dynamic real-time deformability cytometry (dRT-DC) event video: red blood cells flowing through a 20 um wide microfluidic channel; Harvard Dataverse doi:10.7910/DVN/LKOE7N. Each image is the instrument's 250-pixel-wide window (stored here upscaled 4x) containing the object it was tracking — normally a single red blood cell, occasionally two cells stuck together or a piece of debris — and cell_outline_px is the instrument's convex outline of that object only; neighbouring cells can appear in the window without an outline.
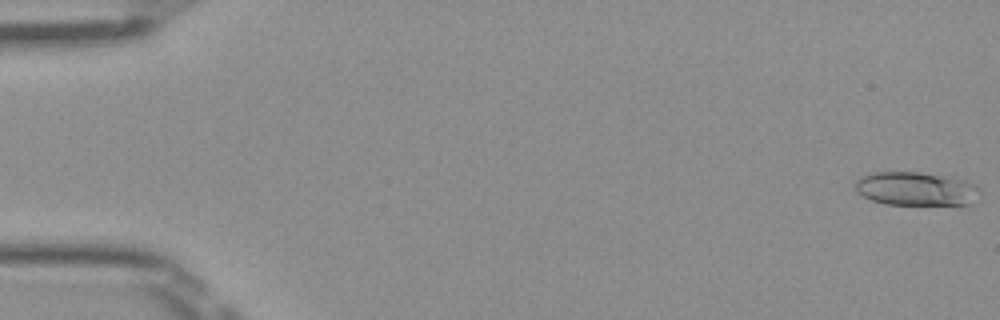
{"species": "Egyptian fruit bat (a non-hibernating species)", "species_latin": "Rousettus aegyptiacus", "temperature_condition": "room temperature", "stored_images_in_passage": 51, "camera_frame_rate_fps": 3000, "um_per_image_px": 0.085, "frame": {"image": 1, "passage_image": 1, "time_ms": 0.0, "image_size_px": [1000, 320], "cell_outline_px": [[980, 188], [972, 204], [884, 204], [872, 200], [856, 192], [852, 184], [860, 176], [868, 172], [920, 172], [952, 176], [964, 180]], "centroid_in_image_um": [77.78, 16.02], "position_along_channel_um": 7.2, "area_um2": 24.62}}
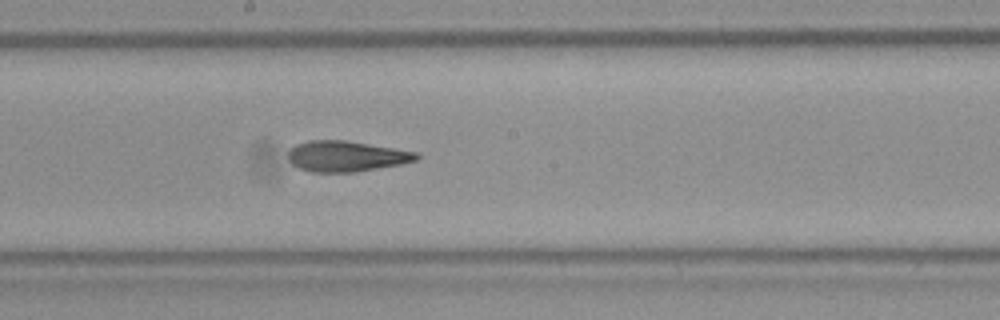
{"frame": {"image": 2, "passage_image": 28, "time_ms": 9.0, "image_size_px": [1000, 320], "cell_outline_px": [[420, 156], [416, 160], [400, 164], [352, 172], [312, 172], [296, 168], [288, 160], [288, 152], [296, 144], [308, 140], [344, 140], [420, 152]], "centroid_in_image_um": [29.4, 13.27], "position_along_channel_um": 218.8, "area_um2": 22.95}}
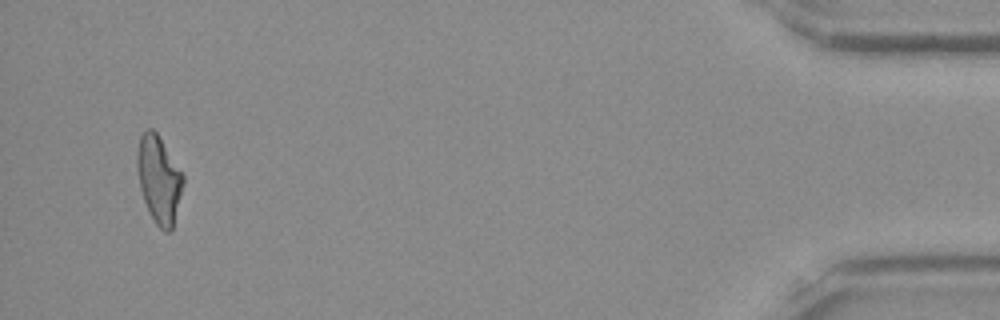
{"frame": {"image": 3, "passage_image": 49, "time_ms": 16.0, "image_size_px": [1000, 320], "cell_outline_px": [[184, 184], [172, 228], [168, 232], [164, 232], [156, 224], [144, 200], [140, 188], [136, 164], [136, 156], [140, 136], [148, 128], [152, 128], [156, 132], [184, 176]], "centroid_in_image_um": [13.5, 15.24], "position_along_channel_um": 421.7, "area_um2": 23.0}, "authors_computed_cell_mechanics": {"area_um2": 23.2934, "velocity_mm_per_s": 4.0189, "shape_relaxation_time_tau1_ms": 10.4282, "shape_relaxation_time_tau2_ms": 2.8153, "deformation_change_tau1": 0.2834, "deformation_change_tau2": 0.1201}}